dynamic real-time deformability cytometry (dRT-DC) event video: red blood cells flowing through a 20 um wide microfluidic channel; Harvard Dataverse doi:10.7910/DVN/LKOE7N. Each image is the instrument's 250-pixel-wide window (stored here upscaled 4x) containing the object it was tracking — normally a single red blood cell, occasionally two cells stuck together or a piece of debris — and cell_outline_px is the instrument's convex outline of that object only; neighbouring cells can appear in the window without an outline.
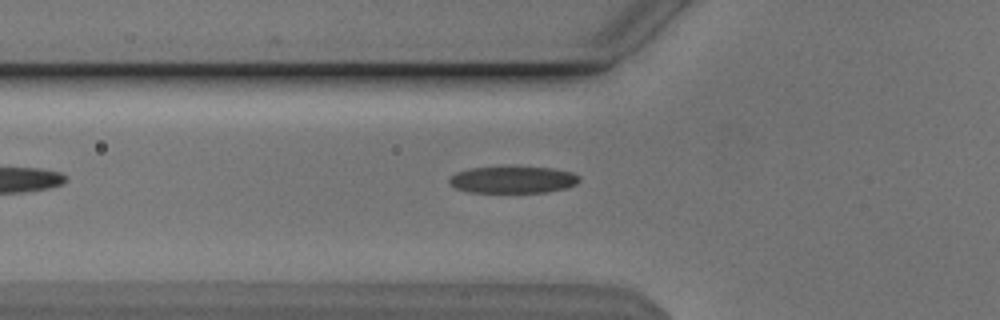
{"species": "Egyptian fruit bat (a non-hibernating species)", "species_latin": "Rousettus aegyptiacus", "temperature_condition": "cold", "stored_images_in_passage": 34, "camera_frame_rate_fps": 3000, "um_per_image_px": 0.085, "animal": {"sex": "male"}, "frame": {"image": 1, "passage_image": 2, "time_ms": 0.333, "image_size_px": [1000, 320], "cell_outline_px": [[580, 180], [576, 184], [568, 188], [548, 192], [468, 192], [456, 188], [448, 184], [448, 180], [456, 172], [468, 168], [552, 168], [572, 172], [580, 176]], "centroid_in_image_um": [43.61, 15.29], "position_along_channel_um": 82.2, "area_um2": 20.17}}
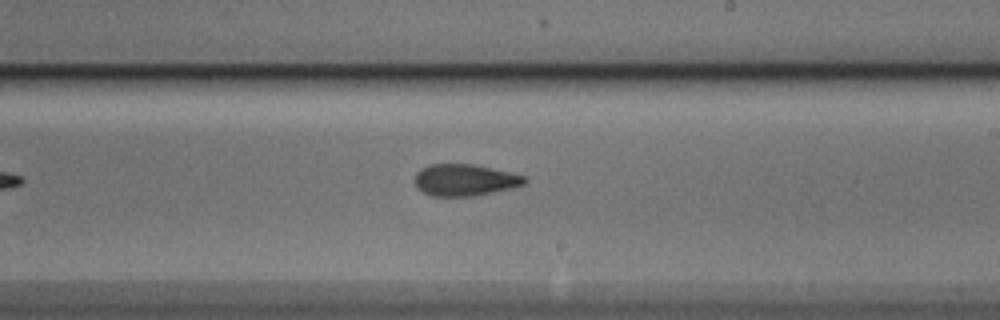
{"frame": {"image": 2, "passage_image": 15, "time_ms": 4.667, "image_size_px": [1000, 320], "cell_outline_px": [[528, 180], [524, 184], [512, 188], [476, 196], [432, 196], [416, 188], [416, 172], [420, 168], [428, 164], [472, 164], [508, 172], [524, 176]], "centroid_in_image_um": [39.49, 15.3], "position_along_channel_um": 249.5, "area_um2": 20.23}}
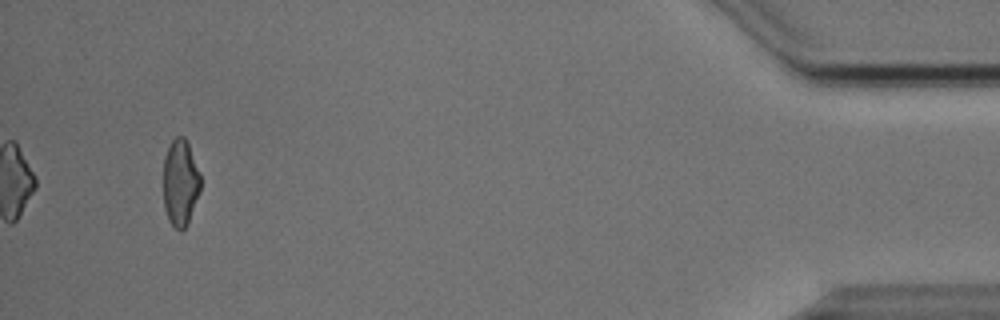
{"frame": {"image": 3, "passage_image": 34, "time_ms": 11.0, "image_size_px": [1000, 320], "cell_outline_px": [[200, 192], [188, 224], [180, 232], [168, 220], [164, 208], [164, 156], [172, 140], [176, 136], [184, 136], [188, 144], [200, 172]], "centroid_in_image_um": [15.34, 15.55], "position_along_channel_um": 419.9, "area_um2": 18.84}, "authors_computed_cell_mechanics": {"area_um2": 19.9121, "velocity_mm_per_s": 3.8498, "shape_relaxation_time_tau1_ms": 3.0404, "shape_relaxation_time_tau2_ms": 2.716, "deformation_change_tau1": 0.1499, "deformation_change_tau2": 0.1101}}